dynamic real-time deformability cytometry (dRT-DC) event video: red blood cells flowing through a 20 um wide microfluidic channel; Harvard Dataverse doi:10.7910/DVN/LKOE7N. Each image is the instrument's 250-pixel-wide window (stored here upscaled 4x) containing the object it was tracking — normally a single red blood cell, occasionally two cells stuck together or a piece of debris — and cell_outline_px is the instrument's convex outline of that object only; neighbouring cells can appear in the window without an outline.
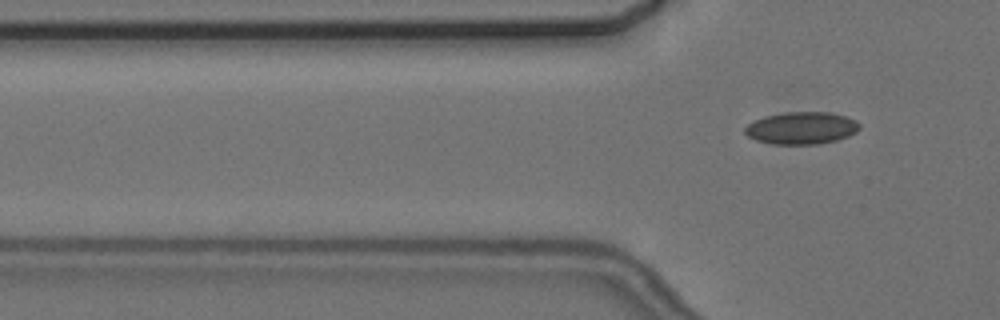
{"species": "common noctule bat (a hibernating species)", "species_latin": "Nyctalus noctula", "temperature_condition": "cold", "stored_images_in_passage": 5, "segment_of_instrument_passage": [2, 2], "camera_frame_rate_fps": 3000, "um_per_image_px": 0.085, "animal": {"sex": "female", "body_mass_g": 24.6, "forearm_length_mm": 56.2}, "frame": {"image": 1, "passage_image": 5, "time_ms": 6.0, "image_size_px": [1000, 320], "cell_outline_px": [[860, 128], [856, 132], [848, 136], [836, 140], [816, 144], [772, 144], [756, 140], [748, 136], [744, 132], [744, 128], [752, 120], [764, 116], [784, 112], [828, 112], [844, 116], [856, 120], [860, 124]], "centroid_in_image_um": [68.1, 10.88], "position_along_channel_um": 57.7, "area_um2": 21.62}}